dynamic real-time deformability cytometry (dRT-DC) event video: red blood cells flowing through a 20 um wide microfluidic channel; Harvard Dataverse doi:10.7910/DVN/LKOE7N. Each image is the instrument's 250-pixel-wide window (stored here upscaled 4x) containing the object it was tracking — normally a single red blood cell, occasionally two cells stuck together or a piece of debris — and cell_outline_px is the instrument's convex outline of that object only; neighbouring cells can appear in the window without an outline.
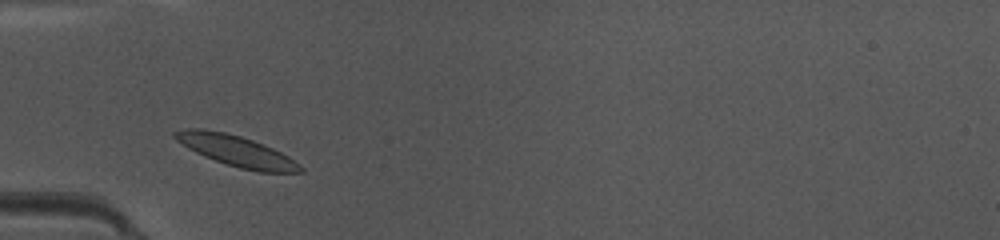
{"species": "common noctule bat (a hibernating species)", "species_latin": "Nyctalus noctula", "temperature_condition": "warm", "stored_images_in_passage": 36, "camera_frame_rate_fps": 3000, "um_per_image_px": 0.085, "animal": {"sex": "female", "body_mass_g": 10.0, "forearm_length_mm": 53.1}, "frame": {"image": 1, "passage_image": 3, "time_ms": 0.667, "image_size_px": [1000, 240], "cell_outline_px": [[304, 172], [260, 172], [240, 168], [204, 156], [188, 148], [176, 140], [172, 136], [172, 132], [188, 128], [200, 128], [224, 132], [240, 136], [264, 144], [288, 156], [300, 164], [304, 168]], "centroid_in_image_um": [20.09, 12.82], "position_along_channel_um": 64.9, "area_um2": 22.31}}
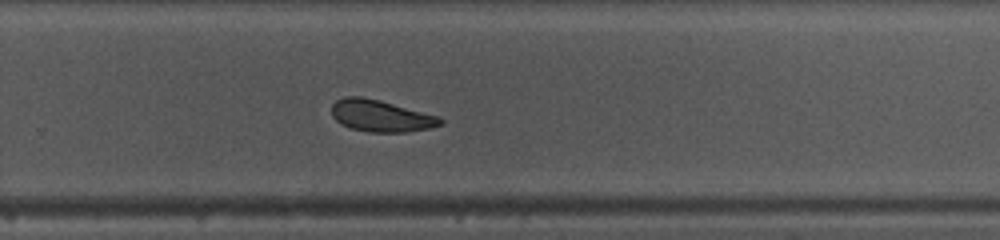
{"frame": {"image": 2, "passage_image": 20, "time_ms": 6.333, "image_size_px": [1000, 240], "cell_outline_px": [[444, 120], [440, 124], [428, 128], [404, 132], [368, 132], [352, 128], [340, 124], [332, 116], [332, 104], [336, 100], [344, 96], [360, 96], [380, 100], [440, 116]], "centroid_in_image_um": [32.35, 9.84], "position_along_channel_um": 297.5, "area_um2": 20.11}}
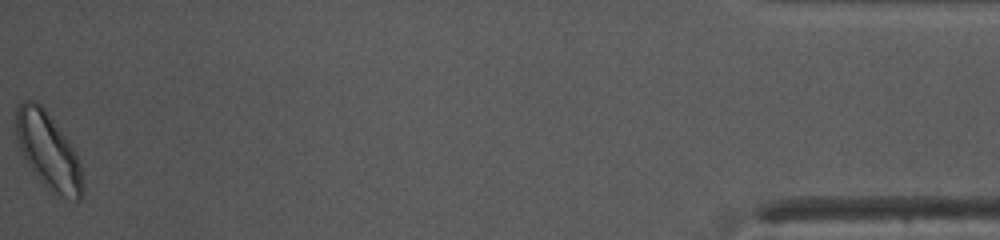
{"frame": {"image": 3, "passage_image": 36, "time_ms": 11.667, "image_size_px": [1000, 240], "cell_outline_px": [[84, 192], [80, 200], [76, 200], [64, 196], [56, 192], [40, 180], [36, 176], [24, 156], [20, 148], [16, 136], [16, 108], [24, 100], [32, 100], [40, 104], [44, 108], [68, 140], [76, 152], [80, 160], [84, 188]], "centroid_in_image_um": [4.12, 12.8], "position_along_channel_um": 431.1, "area_um2": 29.13}}